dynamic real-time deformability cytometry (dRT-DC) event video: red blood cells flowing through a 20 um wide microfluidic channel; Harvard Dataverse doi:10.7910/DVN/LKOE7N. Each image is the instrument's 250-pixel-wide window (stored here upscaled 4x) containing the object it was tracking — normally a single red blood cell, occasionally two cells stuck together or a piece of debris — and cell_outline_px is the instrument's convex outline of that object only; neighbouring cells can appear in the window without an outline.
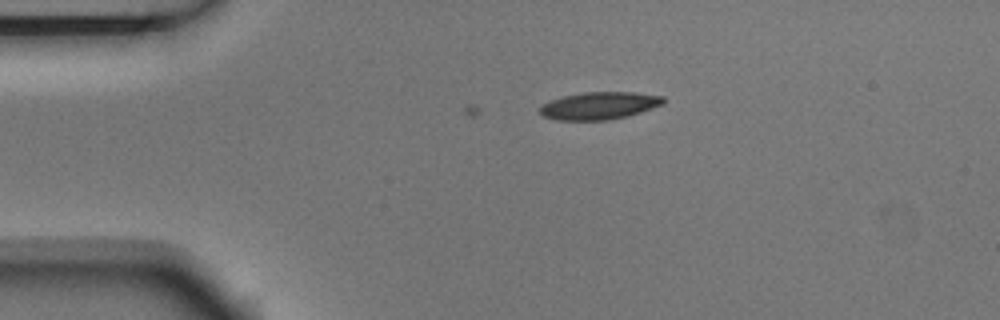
{"species": "Egyptian fruit bat (a non-hibernating species)", "species_latin": "Rousettus aegyptiacus", "temperature_condition": "room temperature", "stored_images_in_passage": 5, "camera_frame_rate_fps": 3000, "um_per_image_px": 0.085, "animal": {"sex": "male"}, "frame": {"image": 1, "passage_image": 3, "time_ms": 0.667, "image_size_px": [1000, 320], "cell_outline_px": [[664, 104], [628, 116], [608, 120], [556, 120], [544, 116], [540, 112], [540, 108], [544, 104], [552, 100], [564, 96], [584, 92], [632, 92], [664, 96]], "centroid_in_image_um": [50.97, 8.98], "position_along_channel_um": 34.0, "area_um2": 19.59}}
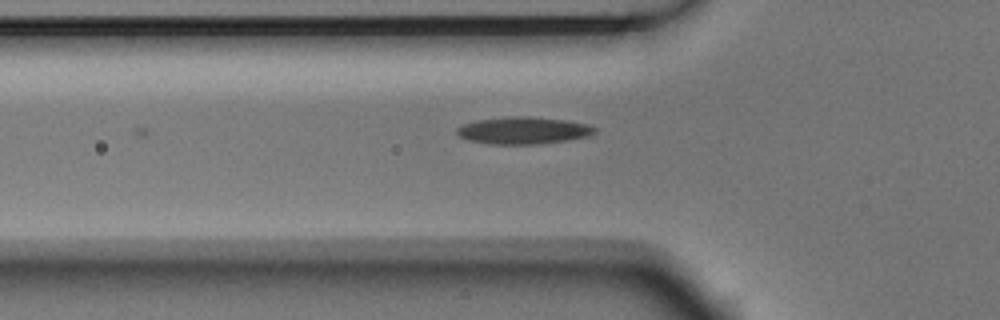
{"frame": {"image": 2, "passage_image": 5, "time_ms": 1.333, "image_size_px": [1000, 320], "cell_outline_px": [[596, 132], [588, 136], [568, 140], [540, 144], [488, 144], [468, 140], [460, 136], [456, 132], [456, 128], [464, 124], [476, 120], [512, 116], [528, 116], [564, 120], [588, 124], [596, 128]], "centroid_in_image_um": [44.48, 11.09], "position_along_channel_um": 81.3, "area_um2": 21.79}}